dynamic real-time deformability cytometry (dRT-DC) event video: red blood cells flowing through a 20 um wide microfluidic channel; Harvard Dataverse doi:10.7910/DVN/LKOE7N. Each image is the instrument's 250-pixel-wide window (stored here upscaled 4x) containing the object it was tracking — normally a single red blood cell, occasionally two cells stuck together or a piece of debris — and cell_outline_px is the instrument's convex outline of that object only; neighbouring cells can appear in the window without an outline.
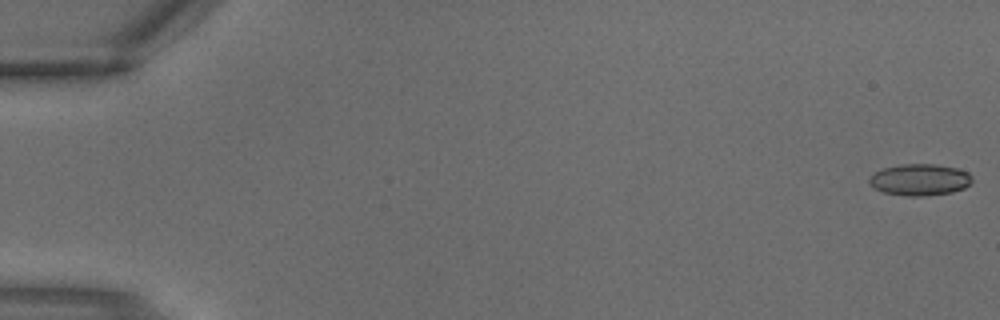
{"species": "common noctule bat (a hibernating species)", "species_latin": "Nyctalus noctula", "temperature_condition": "warm", "stored_images_in_passage": 4, "segment_of_instrument_passage": [1, 2], "camera_frame_rate_fps": 3000, "um_per_image_px": 0.085, "animal": {"sex": "male", "body_mass_g": 18.8}, "frame": {"image": 1, "passage_image": 1, "time_ms": 0.0, "image_size_px": [1000, 320], "cell_outline_px": [[972, 184], [964, 188], [952, 192], [928, 196], [908, 196], [884, 192], [876, 188], [868, 180], [876, 172], [884, 168], [900, 164], [936, 164], [956, 168], [968, 172], [972, 176]], "centroid_in_image_um": [78.25, 15.27], "position_along_channel_um": 6.8, "area_um2": 18.84}}
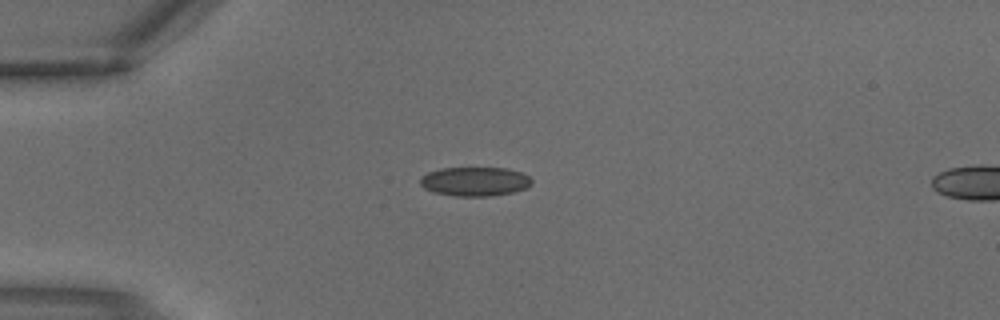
{"frame": {"image": 2, "passage_image": 3, "time_ms": 0.667, "image_size_px": [1000, 320], "cell_outline_px": [[532, 184], [524, 188], [512, 192], [492, 196], [456, 196], [432, 192], [424, 188], [420, 184], [420, 176], [428, 172], [440, 168], [508, 168], [524, 172], [532, 180]], "centroid_in_image_um": [40.35, 15.42], "position_along_channel_um": 44.6, "area_um2": 19.07}}